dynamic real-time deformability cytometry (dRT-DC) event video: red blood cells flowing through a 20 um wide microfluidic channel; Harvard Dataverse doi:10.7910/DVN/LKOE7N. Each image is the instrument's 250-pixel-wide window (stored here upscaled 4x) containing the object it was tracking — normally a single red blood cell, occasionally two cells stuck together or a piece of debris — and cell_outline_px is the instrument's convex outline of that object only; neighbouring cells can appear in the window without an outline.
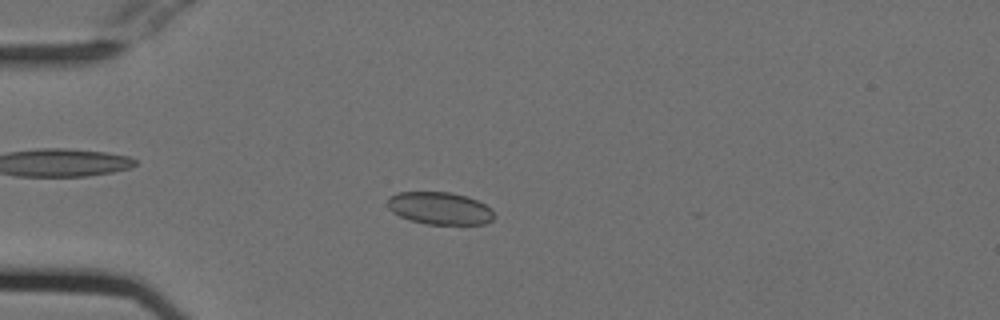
{"species": "Egyptian fruit bat (a non-hibernating species)", "species_latin": "Rousettus aegyptiacus", "temperature_condition": "cold", "stored_images_in_passage": 47, "camera_frame_rate_fps": 3000, "um_per_image_px": 0.085, "animal": {"sex": "female"}, "frame": {"image": 1, "passage_image": 15, "time_ms": 4.667, "image_size_px": [1000, 320], "cell_outline_px": [[496, 216], [492, 220], [484, 224], [428, 224], [412, 220], [400, 216], [392, 212], [388, 208], [388, 196], [396, 192], [448, 192], [468, 196], [492, 208]], "centroid_in_image_um": [37.39, 17.69], "position_along_channel_um": 47.6, "area_um2": 20.23}}
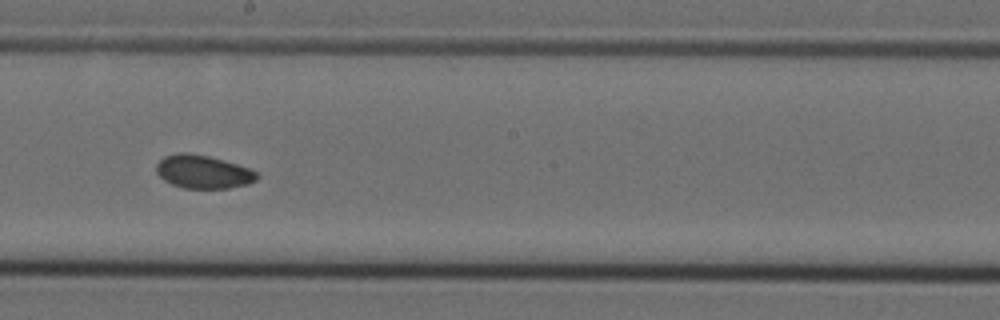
{"frame": {"image": 2, "passage_image": 31, "time_ms": 10.0, "image_size_px": [1000, 320], "cell_outline_px": [[260, 176], [256, 180], [248, 184], [228, 188], [184, 188], [172, 184], [164, 180], [156, 172], [156, 164], [164, 156], [180, 152], [188, 152], [208, 156], [224, 160], [248, 168], [256, 172]], "centroid_in_image_um": [17.25, 14.6], "position_along_channel_um": 230.9, "area_um2": 19.48}}
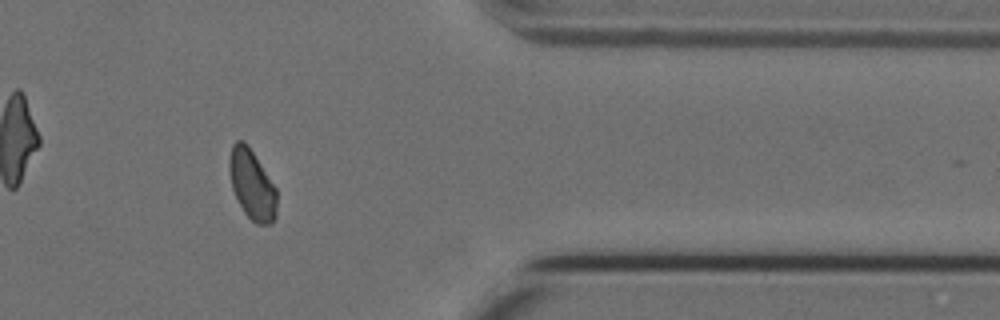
{"frame": {"image": 3, "passage_image": 45, "time_ms": 14.667, "image_size_px": [1000, 320], "cell_outline_px": [[276, 216], [272, 224], [256, 224], [244, 212], [232, 188], [228, 168], [228, 160], [232, 144], [236, 140], [244, 140], [248, 144], [276, 188]], "centroid_in_image_um": [21.4, 15.66], "position_along_channel_um": 390.0, "area_um2": 19.36}}